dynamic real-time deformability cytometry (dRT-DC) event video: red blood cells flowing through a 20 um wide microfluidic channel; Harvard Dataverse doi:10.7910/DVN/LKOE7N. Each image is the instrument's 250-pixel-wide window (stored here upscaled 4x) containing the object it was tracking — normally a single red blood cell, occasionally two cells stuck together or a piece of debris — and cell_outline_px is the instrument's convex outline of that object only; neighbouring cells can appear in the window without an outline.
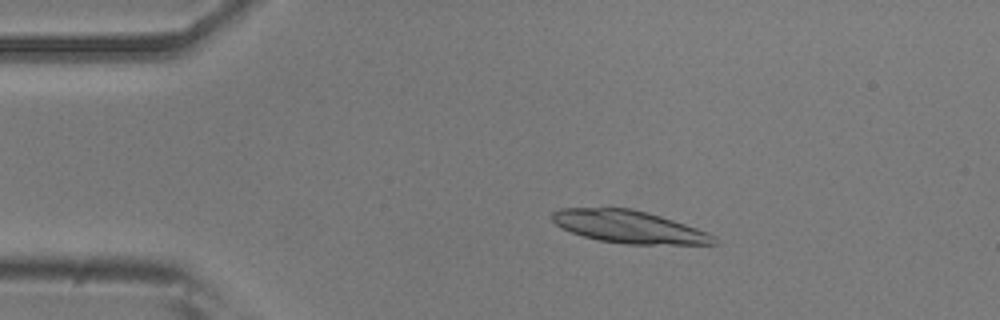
{"species": "common noctule bat (a hibernating species)", "species_latin": "Nyctalus noctula", "temperature_condition": "room temperature", "stored_images_in_passage": 53, "camera_frame_rate_fps": 3000, "um_per_image_px": 0.085, "animal": {"sex": "male", "body_mass_g": 20.5, "forearm_length_mm": 52.5}, "frame": {"image": 1, "passage_image": 10, "time_ms": 3.0, "image_size_px": [1000, 320], "cell_outline_px": [[716, 244], [624, 244], [600, 240], [584, 236], [572, 232], [556, 224], [552, 220], [552, 212], [560, 208], [632, 208], [660, 216], [708, 232], [716, 236]], "centroid_in_image_um": [53.46, 19.28], "position_along_channel_um": 31.5, "area_um2": 30.29}}
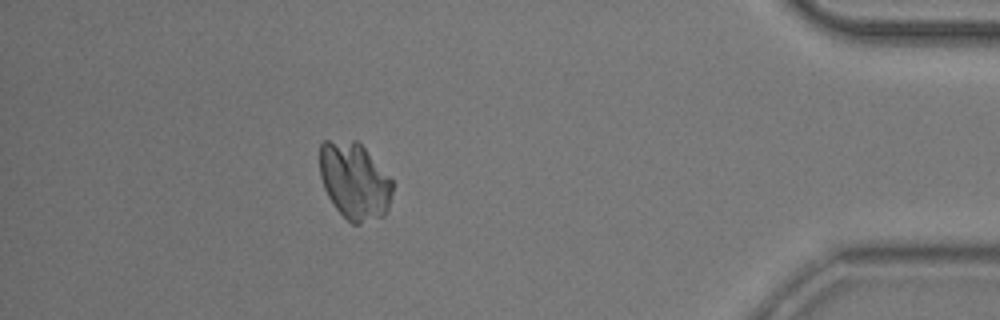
{"frame": {"image": 2, "passage_image": 47, "time_ms": 15.333, "image_size_px": [1000, 320], "cell_outline_px": [[392, 192], [388, 208], [384, 216], [360, 224], [352, 224], [336, 208], [328, 196], [324, 188], [320, 176], [320, 144], [324, 140], [356, 140], [364, 148], [392, 180]], "centroid_in_image_um": [30.11, 15.38], "position_along_channel_um": 405.1, "area_um2": 32.48}}